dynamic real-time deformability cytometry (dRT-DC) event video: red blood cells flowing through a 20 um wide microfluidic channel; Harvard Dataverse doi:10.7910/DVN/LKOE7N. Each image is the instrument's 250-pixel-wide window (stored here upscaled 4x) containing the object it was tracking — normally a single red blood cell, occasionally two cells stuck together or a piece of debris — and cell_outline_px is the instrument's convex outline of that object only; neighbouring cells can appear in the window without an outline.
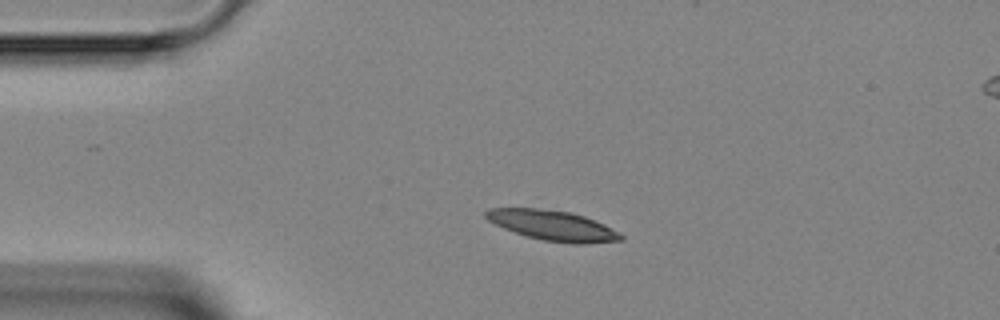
{"species": "Egyptian fruit bat (a non-hibernating species)", "species_latin": "Rousettus aegyptiacus", "temperature_condition": "room temperature", "stored_images_in_passage": 3, "camera_frame_rate_fps": 3000, "um_per_image_px": 0.085, "animal": {"sex": "female"}, "frame": {"image": 1, "passage_image": 3, "time_ms": 2.333, "image_size_px": [1000, 320], "cell_outline_px": [[624, 240], [584, 244], [572, 244], [544, 240], [528, 236], [504, 228], [488, 220], [484, 216], [484, 212], [488, 208], [536, 208], [568, 212], [584, 216], [604, 224], [620, 232], [624, 236]], "centroid_in_image_um": [47.01, 19.17], "position_along_channel_um": 38.0, "area_um2": 23.58}}